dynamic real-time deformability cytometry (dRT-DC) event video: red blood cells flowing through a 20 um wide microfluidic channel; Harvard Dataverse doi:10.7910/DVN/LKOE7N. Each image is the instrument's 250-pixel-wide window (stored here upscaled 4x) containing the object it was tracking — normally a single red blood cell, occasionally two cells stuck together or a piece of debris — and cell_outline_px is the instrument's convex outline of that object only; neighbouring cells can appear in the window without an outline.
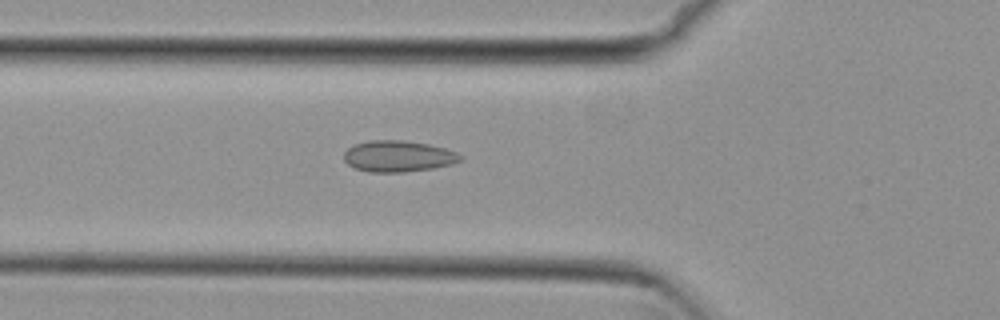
{"species": "common noctule bat (a hibernating species)", "species_latin": "Nyctalus noctula", "temperature_condition": "cold", "stored_images_in_passage": 40, "camera_frame_rate_fps": 3000, "um_per_image_px": 0.085, "animal": {"sex": "female", "body_mass_g": 29.2, "forearm_length_mm": 56.3}, "frame": {"image": 1, "passage_image": 5, "time_ms": 1.333, "image_size_px": [1000, 320], "cell_outline_px": [[464, 156], [460, 160], [452, 164], [432, 168], [404, 172], [368, 172], [356, 168], [348, 164], [344, 160], [344, 152], [348, 148], [356, 144], [372, 140], [404, 140], [428, 144], [444, 148], [456, 152]], "centroid_in_image_um": [33.85, 13.28], "position_along_channel_um": 92.0, "area_um2": 21.1}}
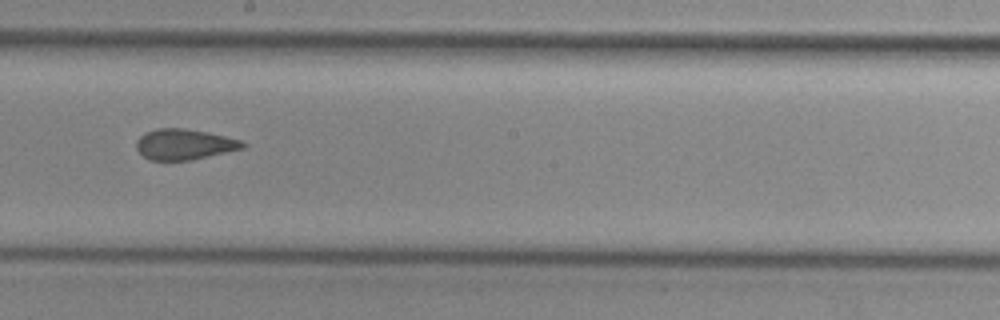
{"frame": {"image": 2, "passage_image": 16, "time_ms": 5.0, "image_size_px": [1000, 320], "cell_outline_px": [[248, 144], [244, 148], [192, 160], [148, 160], [136, 148], [136, 140], [144, 132], [156, 128], [184, 128], [208, 132], [240, 140]], "centroid_in_image_um": [15.65, 12.26], "position_along_channel_um": 232.5, "area_um2": 19.07}}
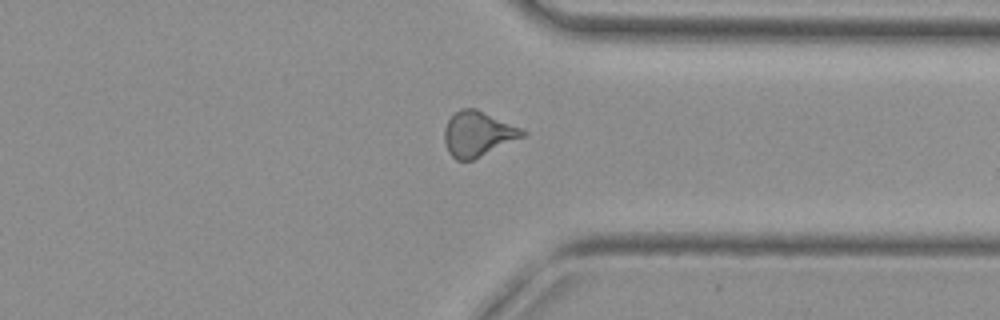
{"frame": {"image": 3, "passage_image": 27, "time_ms": 8.667, "image_size_px": [1000, 320], "cell_outline_px": [[528, 132], [524, 136], [472, 160], [456, 160], [448, 152], [444, 140], [444, 128], [448, 120], [460, 108], [476, 108], [520, 128]], "centroid_in_image_um": [40.59, 11.37], "position_along_channel_um": 370.8, "area_um2": 20.23}, "authors_computed_cell_mechanics": {"area_um2": 19.7098, "velocity_mm_per_s": 3.8213, "shape_relaxation_time_tau1_ms": null, "shape_relaxation_time_tau2_ms": 1.8274, "deformation_change_tau1": null, "deformation_change_tau2": 0.0843}}